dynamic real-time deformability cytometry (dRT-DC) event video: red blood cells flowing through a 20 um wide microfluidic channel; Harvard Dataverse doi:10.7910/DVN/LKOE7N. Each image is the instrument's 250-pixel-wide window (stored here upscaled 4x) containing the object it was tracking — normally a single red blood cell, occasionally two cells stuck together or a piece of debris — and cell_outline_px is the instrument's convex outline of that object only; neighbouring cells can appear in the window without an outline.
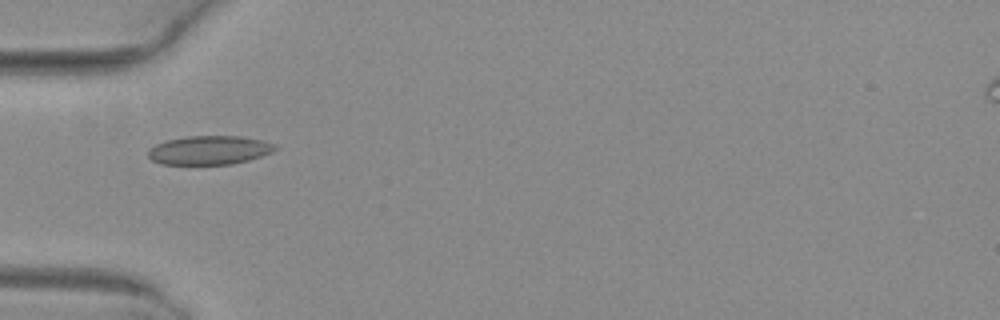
{"species": "common noctule bat (a hibernating species)", "species_latin": "Nyctalus noctula", "temperature_condition": "warm", "stored_images_in_passage": 5, "camera_frame_rate_fps": 3000, "um_per_image_px": 0.085, "animal": {"sex": "female", "body_mass_g": 29.2, "forearm_length_mm": 56.3}, "frame": {"image": 1, "passage_image": 5, "time_ms": 1.333, "image_size_px": [1000, 320], "cell_outline_px": [[276, 148], [272, 152], [248, 160], [232, 164], [160, 164], [152, 160], [148, 156], [148, 148], [156, 144], [168, 140], [188, 136], [240, 136], [264, 140], [276, 144]], "centroid_in_image_um": [17.79, 12.76], "position_along_channel_um": 67.2, "area_um2": 21.33}}